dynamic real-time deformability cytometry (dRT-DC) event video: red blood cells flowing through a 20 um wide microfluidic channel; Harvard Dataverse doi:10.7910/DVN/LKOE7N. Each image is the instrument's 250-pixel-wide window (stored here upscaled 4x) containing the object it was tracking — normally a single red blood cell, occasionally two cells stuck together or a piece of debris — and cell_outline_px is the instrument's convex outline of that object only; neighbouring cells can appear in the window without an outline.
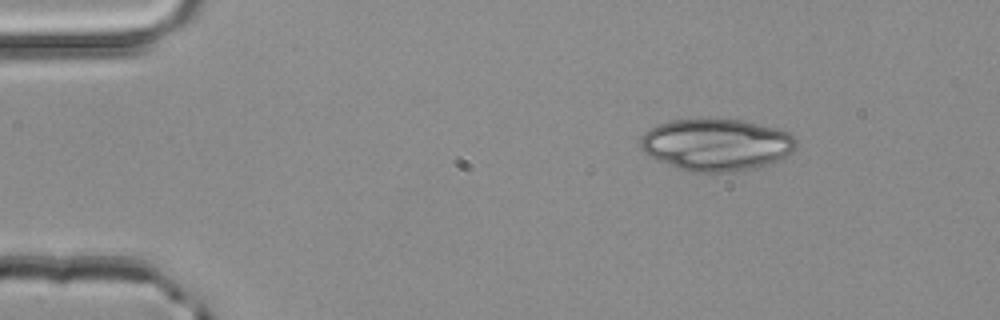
{"species": "common noctule bat (a hibernating species)", "species_latin": "Nyctalus noctula", "temperature_condition": "room temperature", "stored_images_in_passage": 2, "camera_frame_rate_fps": 3000, "um_per_image_px": 0.085, "animal": {"sex": "male", "body_mass_g": 20.4}, "frame": {"image": 1, "passage_image": 1, "time_ms": 0.0, "image_size_px": [1000, 320], "cell_outline_px": [[796, 148], [788, 156], [780, 160], [752, 168], [732, 172], [688, 172], [668, 164], [644, 152], [640, 148], [640, 140], [644, 132], [656, 124], [672, 120], [708, 116], [744, 120], [792, 132], [796, 140]], "centroid_in_image_um": [60.91, 12.25], "position_along_channel_um": 24.1, "area_um2": 48.21}}